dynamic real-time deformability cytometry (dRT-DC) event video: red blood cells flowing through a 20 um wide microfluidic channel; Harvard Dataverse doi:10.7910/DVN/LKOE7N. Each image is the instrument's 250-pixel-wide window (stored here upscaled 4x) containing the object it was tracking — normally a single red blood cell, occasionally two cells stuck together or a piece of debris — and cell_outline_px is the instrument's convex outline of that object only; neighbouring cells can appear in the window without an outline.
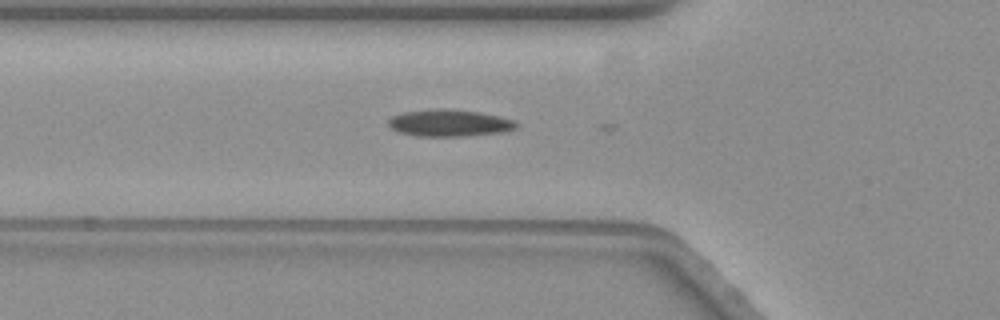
{"species": "common noctule bat (a hibernating species)", "species_latin": "Nyctalus noctula", "temperature_condition": "warm", "stored_images_in_passage": 6, "camera_frame_rate_fps": 3000, "um_per_image_px": 0.085, "animal": {"sex": "female", "body_mass_g": 19.3, "forearm_length_mm": 54.1}, "frame": {"image": 1, "passage_image": 2, "time_ms": 0.333, "image_size_px": [1000, 320], "cell_outline_px": [[520, 124], [516, 128], [504, 132], [464, 136], [416, 136], [400, 132], [392, 128], [388, 124], [388, 120], [392, 116], [404, 112], [436, 108], [444, 108], [480, 112], [512, 120]], "centroid_in_image_um": [38.19, 10.45], "position_along_channel_um": 87.6, "area_um2": 20.0}}